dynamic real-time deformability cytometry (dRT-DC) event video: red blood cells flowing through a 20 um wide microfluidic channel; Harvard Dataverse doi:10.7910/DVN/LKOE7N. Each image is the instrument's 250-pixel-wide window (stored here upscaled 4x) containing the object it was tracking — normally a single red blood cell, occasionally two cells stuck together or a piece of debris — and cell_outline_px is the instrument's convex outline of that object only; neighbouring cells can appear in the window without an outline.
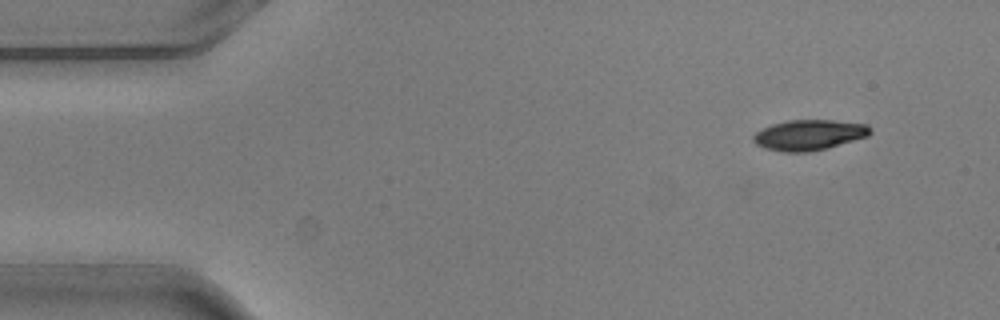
{"species": "common noctule bat (a hibernating species)", "species_latin": "Nyctalus noctula", "temperature_condition": "warm", "stored_images_in_passage": 5, "camera_frame_rate_fps": 3000, "um_per_image_px": 0.085, "animal": {"sex": "male", "body_mass_g": 20.5, "forearm_length_mm": 52.5}, "frame": {"image": 1, "passage_image": 1, "time_ms": 0.0, "image_size_px": [1000, 320], "cell_outline_px": [[872, 132], [868, 136], [828, 148], [808, 152], [784, 152], [764, 148], [756, 144], [752, 140], [752, 136], [756, 132], [772, 124], [788, 120], [832, 120], [868, 124], [872, 128]], "centroid_in_image_um": [68.79, 11.47], "position_along_channel_um": 16.2, "area_um2": 20.87}}
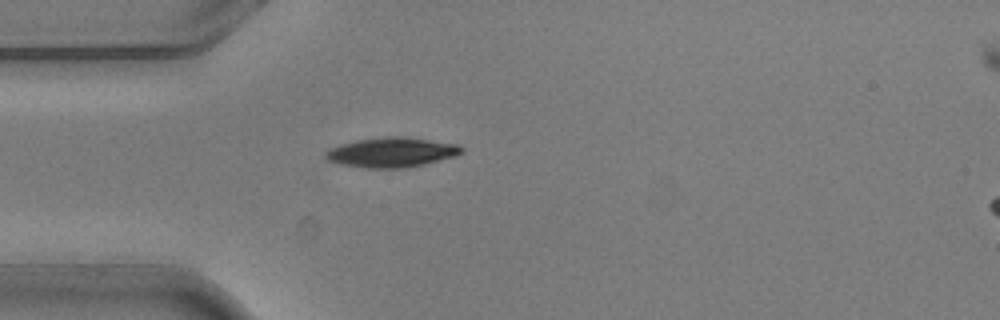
{"frame": {"image": 2, "passage_image": 4, "time_ms": 1.0, "image_size_px": [1000, 320], "cell_outline_px": [[464, 152], [456, 156], [408, 168], [364, 168], [340, 164], [328, 160], [324, 156], [324, 152], [340, 144], [356, 140], [384, 136], [404, 136], [460, 144], [464, 148]], "centroid_in_image_um": [33.32, 12.94], "position_along_channel_um": 51.7, "area_um2": 23.93}}